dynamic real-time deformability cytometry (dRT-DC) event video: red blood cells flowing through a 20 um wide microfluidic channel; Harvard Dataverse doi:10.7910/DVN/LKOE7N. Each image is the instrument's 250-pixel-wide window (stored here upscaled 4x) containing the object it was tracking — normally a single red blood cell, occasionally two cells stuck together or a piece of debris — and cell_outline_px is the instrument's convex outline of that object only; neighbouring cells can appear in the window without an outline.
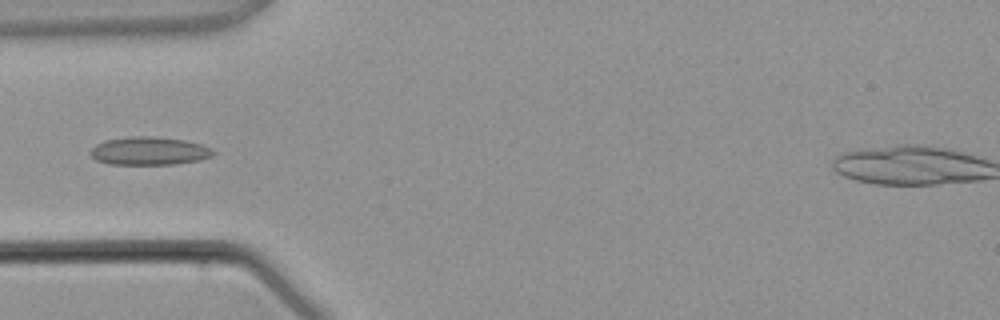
{"species": "common noctule bat (a hibernating species)", "species_latin": "Nyctalus noctula", "temperature_condition": "warm", "stored_images_in_passage": 3, "camera_frame_rate_fps": 3000, "um_per_image_px": 0.085, "animal": {"sex": "male", "body_mass_g": 21.5, "forearm_length_mm": 52.0}, "frame": {"image": 1, "passage_image": 3, "time_ms": 2.333, "image_size_px": [1000, 320], "cell_outline_px": [[216, 152], [212, 156], [200, 160], [176, 164], [108, 164], [96, 160], [88, 152], [96, 144], [104, 140], [132, 136], [152, 136], [184, 140], [200, 144], [212, 148]], "centroid_in_image_um": [12.68, 12.83], "position_along_channel_um": 72.3, "area_um2": 20.23}}